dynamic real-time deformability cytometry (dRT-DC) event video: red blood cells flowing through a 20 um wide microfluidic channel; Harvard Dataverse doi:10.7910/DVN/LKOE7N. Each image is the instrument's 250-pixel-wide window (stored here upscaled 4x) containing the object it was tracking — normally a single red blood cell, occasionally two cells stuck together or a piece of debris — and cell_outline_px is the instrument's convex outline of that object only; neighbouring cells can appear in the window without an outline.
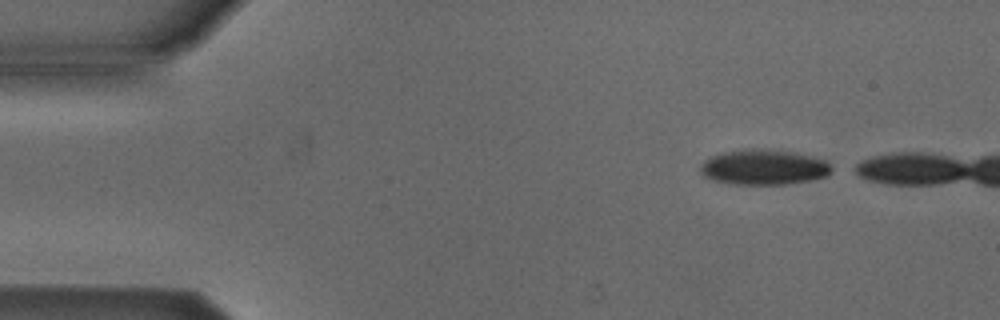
{"species": "Egyptian fruit bat (a non-hibernating species)", "species_latin": "Rousettus aegyptiacus", "temperature_condition": "cold", "stored_images_in_passage": 8, "camera_frame_rate_fps": 3000, "um_per_image_px": 0.085, "animal": {"sex": "male"}, "frame": {"image": 1, "passage_image": 1, "time_ms": 0.0, "image_size_px": [1000, 320], "cell_outline_px": [[832, 172], [824, 176], [808, 180], [784, 184], [736, 184], [716, 180], [704, 176], [700, 168], [704, 160], [712, 156], [724, 152], [744, 148], [768, 148], [796, 152], [828, 160], [832, 168]], "centroid_in_image_um": [64.96, 14.18], "position_along_channel_um": 20.0, "area_um2": 26.99}}